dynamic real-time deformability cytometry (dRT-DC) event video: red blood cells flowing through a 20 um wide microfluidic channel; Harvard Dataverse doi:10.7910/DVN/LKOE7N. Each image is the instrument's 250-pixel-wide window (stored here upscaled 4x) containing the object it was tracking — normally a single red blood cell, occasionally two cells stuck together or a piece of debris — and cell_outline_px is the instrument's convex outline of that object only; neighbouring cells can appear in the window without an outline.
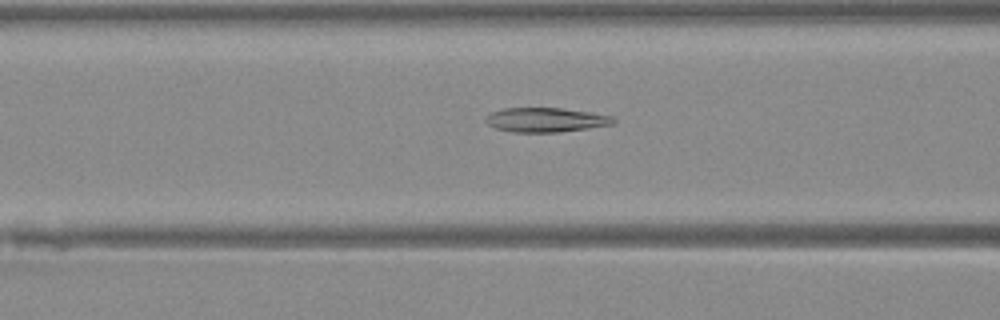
{"species": "Egyptian fruit bat (a non-hibernating species)", "species_latin": "Rousettus aegyptiacus", "temperature_condition": "warm", "stored_images_in_passage": 39, "camera_frame_rate_fps": 3000, "um_per_image_px": 0.085, "animal": {"sex": "female"}, "frame": {"image": 1, "passage_image": 20, "time_ms": 6.333, "image_size_px": [1000, 320], "cell_outline_px": [[616, 120], [612, 124], [588, 128], [556, 132], [512, 132], [496, 128], [488, 124], [484, 120], [484, 116], [492, 112], [504, 108], [560, 108], [588, 112], [612, 116]], "centroid_in_image_um": [46.34, 10.18], "position_along_channel_um": 120.3, "area_um2": 17.98}}
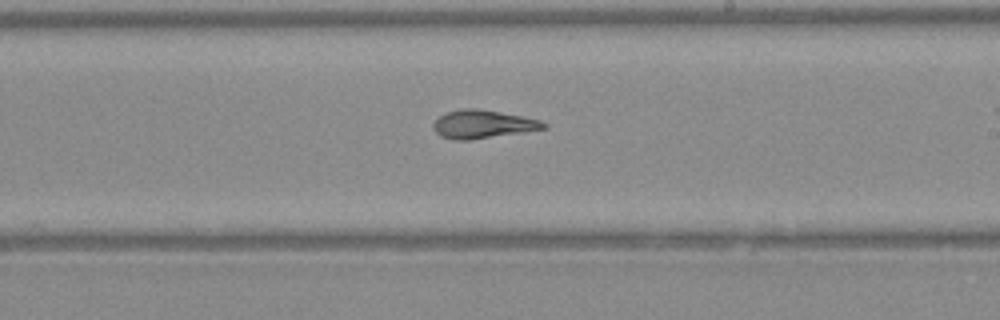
{"frame": {"image": 2, "passage_image": 29, "time_ms": 9.333, "image_size_px": [1000, 320], "cell_outline_px": [[548, 128], [468, 140], [452, 140], [440, 136], [432, 128], [432, 124], [444, 112], [464, 108], [476, 108], [500, 112], [540, 120], [548, 124]], "centroid_in_image_um": [40.99, 10.55], "position_along_channel_um": 248.0, "area_um2": 18.09}}
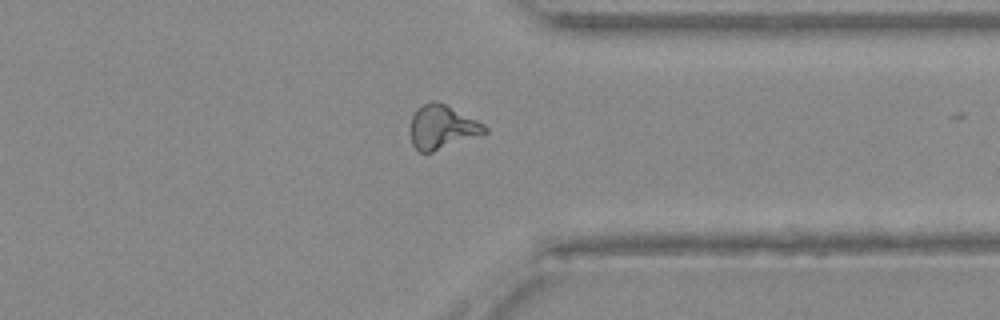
{"frame": {"image": 3, "passage_image": 38, "time_ms": 12.333, "image_size_px": [1000, 320], "cell_outline_px": [[488, 132], [480, 136], [432, 152], [420, 152], [412, 144], [412, 116], [416, 108], [432, 100], [436, 100], [484, 124], [488, 128]], "centroid_in_image_um": [37.61, 10.81], "position_along_channel_um": 373.8, "area_um2": 18.79}}